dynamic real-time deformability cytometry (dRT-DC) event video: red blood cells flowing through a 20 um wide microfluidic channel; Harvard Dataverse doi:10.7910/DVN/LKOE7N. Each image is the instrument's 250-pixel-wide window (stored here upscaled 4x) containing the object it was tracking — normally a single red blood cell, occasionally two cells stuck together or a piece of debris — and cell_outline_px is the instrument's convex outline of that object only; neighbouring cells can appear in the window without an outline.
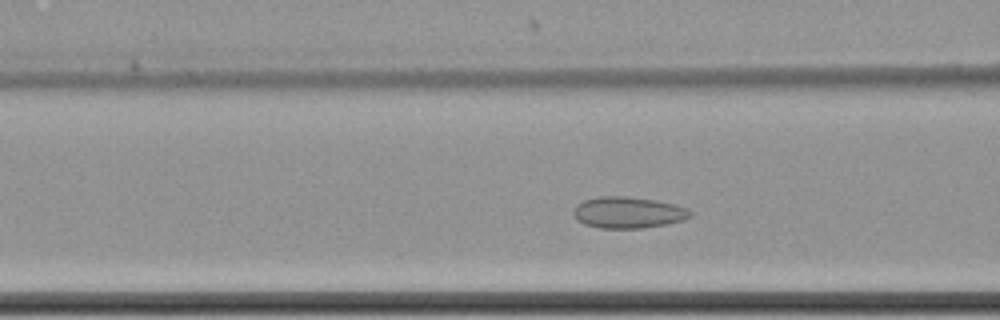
{"species": "common noctule bat (a hibernating species)", "species_latin": "Nyctalus noctula", "temperature_condition": "cold", "stored_images_in_passage": 52, "camera_frame_rate_fps": 3000, "um_per_image_px": 0.085, "animal": {"sex": "female", "body_mass_g": 22.7, "forearm_length_mm": 54.2}, "frame": {"image": 1, "passage_image": 16, "time_ms": 5.0, "image_size_px": [1000, 320], "cell_outline_px": [[692, 216], [684, 220], [668, 224], [644, 228], [600, 228], [584, 224], [576, 220], [572, 212], [576, 204], [584, 200], [600, 196], [628, 196], [656, 200], [688, 208], [692, 212]], "centroid_in_image_um": [53.38, 18.06], "position_along_channel_um": 113.2, "area_um2": 21.62}}
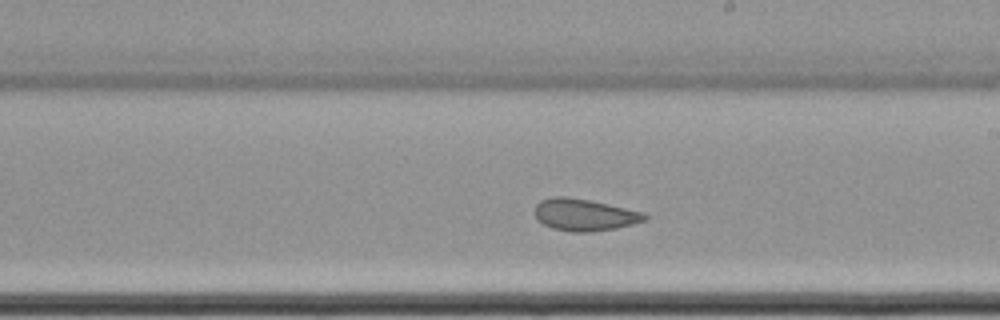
{"frame": {"image": 2, "passage_image": 27, "time_ms": 8.667, "image_size_px": [1000, 320], "cell_outline_px": [[648, 216], [644, 220], [632, 224], [616, 228], [592, 232], [572, 232], [552, 228], [544, 224], [536, 216], [536, 204], [540, 200], [552, 196], [568, 196], [608, 204], [644, 212]], "centroid_in_image_um": [49.67, 18.25], "position_along_channel_um": 239.3, "area_um2": 20.35}}
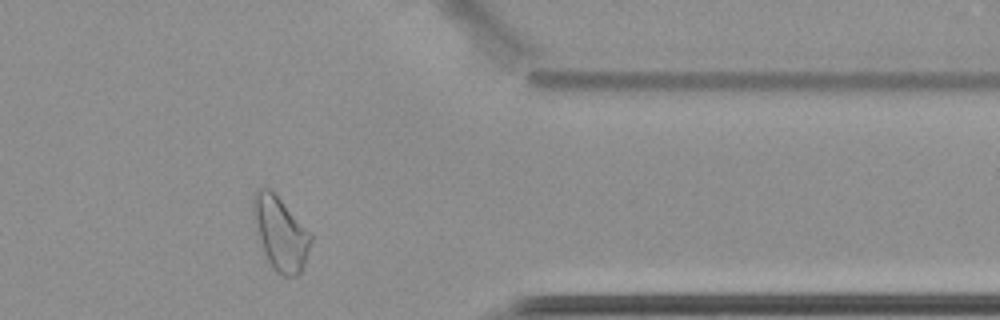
{"frame": {"image": 3, "passage_image": 41, "time_ms": 13.333, "image_size_px": [1000, 320], "cell_outline_px": [[312, 240], [300, 276], [284, 276], [276, 272], [272, 268], [268, 260], [260, 240], [252, 212], [252, 196], [260, 188], [268, 188], [280, 200], [312, 236]], "centroid_in_image_um": [23.83, 19.88], "position_along_channel_um": 387.6, "area_um2": 23.87}, "authors_computed_cell_mechanics": {"area_um2": 22.3686, "velocity_mm_per_s": 3.4432, "shape_relaxation_time_tau1_ms": null, "shape_relaxation_time_tau2_ms": 1.9244, "deformation_change_tau1": null, "deformation_change_tau2": 0.0686}}